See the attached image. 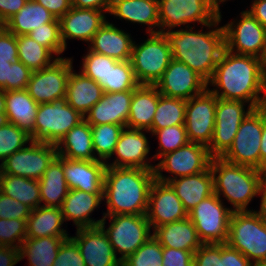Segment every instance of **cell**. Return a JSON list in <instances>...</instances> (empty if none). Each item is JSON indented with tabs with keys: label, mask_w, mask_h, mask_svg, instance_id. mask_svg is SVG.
I'll return each instance as SVG.
<instances>
[{
	"label": "cell",
	"mask_w": 266,
	"mask_h": 266,
	"mask_svg": "<svg viewBox=\"0 0 266 266\" xmlns=\"http://www.w3.org/2000/svg\"><path fill=\"white\" fill-rule=\"evenodd\" d=\"M52 266H86L81 252L71 236L61 244Z\"/></svg>",
	"instance_id": "cell-49"
},
{
	"label": "cell",
	"mask_w": 266,
	"mask_h": 266,
	"mask_svg": "<svg viewBox=\"0 0 266 266\" xmlns=\"http://www.w3.org/2000/svg\"><path fill=\"white\" fill-rule=\"evenodd\" d=\"M123 129L124 126L118 124L91 126L94 155L96 152L97 160L107 162L106 160L113 157V152Z\"/></svg>",
	"instance_id": "cell-41"
},
{
	"label": "cell",
	"mask_w": 266,
	"mask_h": 266,
	"mask_svg": "<svg viewBox=\"0 0 266 266\" xmlns=\"http://www.w3.org/2000/svg\"><path fill=\"white\" fill-rule=\"evenodd\" d=\"M20 260V249L5 246L0 250V266H14Z\"/></svg>",
	"instance_id": "cell-59"
},
{
	"label": "cell",
	"mask_w": 266,
	"mask_h": 266,
	"mask_svg": "<svg viewBox=\"0 0 266 266\" xmlns=\"http://www.w3.org/2000/svg\"><path fill=\"white\" fill-rule=\"evenodd\" d=\"M57 155L71 160H97L94 155L91 125L84 119L56 144Z\"/></svg>",
	"instance_id": "cell-33"
},
{
	"label": "cell",
	"mask_w": 266,
	"mask_h": 266,
	"mask_svg": "<svg viewBox=\"0 0 266 266\" xmlns=\"http://www.w3.org/2000/svg\"><path fill=\"white\" fill-rule=\"evenodd\" d=\"M241 100L217 98L215 127L210 144L207 146L212 157H221L232 145L240 124L254 109Z\"/></svg>",
	"instance_id": "cell-15"
},
{
	"label": "cell",
	"mask_w": 266,
	"mask_h": 266,
	"mask_svg": "<svg viewBox=\"0 0 266 266\" xmlns=\"http://www.w3.org/2000/svg\"><path fill=\"white\" fill-rule=\"evenodd\" d=\"M146 217L151 228L154 229L164 224L184 220L188 217V212L172 187L168 183L155 179L150 188Z\"/></svg>",
	"instance_id": "cell-19"
},
{
	"label": "cell",
	"mask_w": 266,
	"mask_h": 266,
	"mask_svg": "<svg viewBox=\"0 0 266 266\" xmlns=\"http://www.w3.org/2000/svg\"><path fill=\"white\" fill-rule=\"evenodd\" d=\"M108 217L111 224L105 230V221ZM99 226L108 236L116 256L117 252L121 254V257H118L121 262L129 255H132L153 235L151 234L150 230L152 228L146 214L103 216Z\"/></svg>",
	"instance_id": "cell-8"
},
{
	"label": "cell",
	"mask_w": 266,
	"mask_h": 266,
	"mask_svg": "<svg viewBox=\"0 0 266 266\" xmlns=\"http://www.w3.org/2000/svg\"><path fill=\"white\" fill-rule=\"evenodd\" d=\"M72 62V58H60L48 67L32 72L26 88L28 94L38 104L64 100Z\"/></svg>",
	"instance_id": "cell-14"
},
{
	"label": "cell",
	"mask_w": 266,
	"mask_h": 266,
	"mask_svg": "<svg viewBox=\"0 0 266 266\" xmlns=\"http://www.w3.org/2000/svg\"><path fill=\"white\" fill-rule=\"evenodd\" d=\"M133 90L104 93L84 119L91 125L118 124L127 127Z\"/></svg>",
	"instance_id": "cell-24"
},
{
	"label": "cell",
	"mask_w": 266,
	"mask_h": 266,
	"mask_svg": "<svg viewBox=\"0 0 266 266\" xmlns=\"http://www.w3.org/2000/svg\"><path fill=\"white\" fill-rule=\"evenodd\" d=\"M105 11L95 9L76 8L66 12L60 20L61 39L67 48V39H79L90 42L94 34L106 22Z\"/></svg>",
	"instance_id": "cell-23"
},
{
	"label": "cell",
	"mask_w": 266,
	"mask_h": 266,
	"mask_svg": "<svg viewBox=\"0 0 266 266\" xmlns=\"http://www.w3.org/2000/svg\"><path fill=\"white\" fill-rule=\"evenodd\" d=\"M193 266H221V243L202 244L194 252Z\"/></svg>",
	"instance_id": "cell-52"
},
{
	"label": "cell",
	"mask_w": 266,
	"mask_h": 266,
	"mask_svg": "<svg viewBox=\"0 0 266 266\" xmlns=\"http://www.w3.org/2000/svg\"><path fill=\"white\" fill-rule=\"evenodd\" d=\"M261 137L262 113L253 109L240 124L232 145L221 158L256 169L260 164Z\"/></svg>",
	"instance_id": "cell-13"
},
{
	"label": "cell",
	"mask_w": 266,
	"mask_h": 266,
	"mask_svg": "<svg viewBox=\"0 0 266 266\" xmlns=\"http://www.w3.org/2000/svg\"><path fill=\"white\" fill-rule=\"evenodd\" d=\"M84 120L66 101L39 104L34 125V141L57 144L74 126Z\"/></svg>",
	"instance_id": "cell-10"
},
{
	"label": "cell",
	"mask_w": 266,
	"mask_h": 266,
	"mask_svg": "<svg viewBox=\"0 0 266 266\" xmlns=\"http://www.w3.org/2000/svg\"><path fill=\"white\" fill-rule=\"evenodd\" d=\"M11 64L10 62L0 63V89L9 80V66H11Z\"/></svg>",
	"instance_id": "cell-64"
},
{
	"label": "cell",
	"mask_w": 266,
	"mask_h": 266,
	"mask_svg": "<svg viewBox=\"0 0 266 266\" xmlns=\"http://www.w3.org/2000/svg\"><path fill=\"white\" fill-rule=\"evenodd\" d=\"M112 0H71V6L76 8L95 9L109 13Z\"/></svg>",
	"instance_id": "cell-58"
},
{
	"label": "cell",
	"mask_w": 266,
	"mask_h": 266,
	"mask_svg": "<svg viewBox=\"0 0 266 266\" xmlns=\"http://www.w3.org/2000/svg\"><path fill=\"white\" fill-rule=\"evenodd\" d=\"M5 245L0 241V250L3 249Z\"/></svg>",
	"instance_id": "cell-69"
},
{
	"label": "cell",
	"mask_w": 266,
	"mask_h": 266,
	"mask_svg": "<svg viewBox=\"0 0 266 266\" xmlns=\"http://www.w3.org/2000/svg\"><path fill=\"white\" fill-rule=\"evenodd\" d=\"M0 191L9 197L22 202L31 210L41 206L39 181L0 174Z\"/></svg>",
	"instance_id": "cell-38"
},
{
	"label": "cell",
	"mask_w": 266,
	"mask_h": 266,
	"mask_svg": "<svg viewBox=\"0 0 266 266\" xmlns=\"http://www.w3.org/2000/svg\"><path fill=\"white\" fill-rule=\"evenodd\" d=\"M31 141L30 135L18 126L7 121L0 123V160L4 161Z\"/></svg>",
	"instance_id": "cell-44"
},
{
	"label": "cell",
	"mask_w": 266,
	"mask_h": 266,
	"mask_svg": "<svg viewBox=\"0 0 266 266\" xmlns=\"http://www.w3.org/2000/svg\"><path fill=\"white\" fill-rule=\"evenodd\" d=\"M149 36L141 45L134 41L130 57L135 78L140 85H155L173 59L162 32L150 33Z\"/></svg>",
	"instance_id": "cell-6"
},
{
	"label": "cell",
	"mask_w": 266,
	"mask_h": 266,
	"mask_svg": "<svg viewBox=\"0 0 266 266\" xmlns=\"http://www.w3.org/2000/svg\"><path fill=\"white\" fill-rule=\"evenodd\" d=\"M162 266H193L194 253L187 250L162 247Z\"/></svg>",
	"instance_id": "cell-54"
},
{
	"label": "cell",
	"mask_w": 266,
	"mask_h": 266,
	"mask_svg": "<svg viewBox=\"0 0 266 266\" xmlns=\"http://www.w3.org/2000/svg\"><path fill=\"white\" fill-rule=\"evenodd\" d=\"M219 5L218 0H158L160 32L194 22L213 28Z\"/></svg>",
	"instance_id": "cell-7"
},
{
	"label": "cell",
	"mask_w": 266,
	"mask_h": 266,
	"mask_svg": "<svg viewBox=\"0 0 266 266\" xmlns=\"http://www.w3.org/2000/svg\"><path fill=\"white\" fill-rule=\"evenodd\" d=\"M148 132L159 140V151L157 150L158 153L153 155L154 159H160L161 156L175 151L189 142L185 125H175Z\"/></svg>",
	"instance_id": "cell-45"
},
{
	"label": "cell",
	"mask_w": 266,
	"mask_h": 266,
	"mask_svg": "<svg viewBox=\"0 0 266 266\" xmlns=\"http://www.w3.org/2000/svg\"><path fill=\"white\" fill-rule=\"evenodd\" d=\"M241 19L223 26L225 48L233 53L261 57L265 48L266 29L246 10ZM235 22V23H234Z\"/></svg>",
	"instance_id": "cell-16"
},
{
	"label": "cell",
	"mask_w": 266,
	"mask_h": 266,
	"mask_svg": "<svg viewBox=\"0 0 266 266\" xmlns=\"http://www.w3.org/2000/svg\"><path fill=\"white\" fill-rule=\"evenodd\" d=\"M64 240L59 236L26 237L20 247V260L27 257L29 266H52Z\"/></svg>",
	"instance_id": "cell-37"
},
{
	"label": "cell",
	"mask_w": 266,
	"mask_h": 266,
	"mask_svg": "<svg viewBox=\"0 0 266 266\" xmlns=\"http://www.w3.org/2000/svg\"><path fill=\"white\" fill-rule=\"evenodd\" d=\"M266 160V116L262 114V137L260 146V163Z\"/></svg>",
	"instance_id": "cell-63"
},
{
	"label": "cell",
	"mask_w": 266,
	"mask_h": 266,
	"mask_svg": "<svg viewBox=\"0 0 266 266\" xmlns=\"http://www.w3.org/2000/svg\"><path fill=\"white\" fill-rule=\"evenodd\" d=\"M254 109L266 116V70L261 77L259 96Z\"/></svg>",
	"instance_id": "cell-62"
},
{
	"label": "cell",
	"mask_w": 266,
	"mask_h": 266,
	"mask_svg": "<svg viewBox=\"0 0 266 266\" xmlns=\"http://www.w3.org/2000/svg\"><path fill=\"white\" fill-rule=\"evenodd\" d=\"M17 50L18 60L32 72L46 68L58 59L53 58L54 54L48 48L40 45L28 35L17 36Z\"/></svg>",
	"instance_id": "cell-39"
},
{
	"label": "cell",
	"mask_w": 266,
	"mask_h": 266,
	"mask_svg": "<svg viewBox=\"0 0 266 266\" xmlns=\"http://www.w3.org/2000/svg\"><path fill=\"white\" fill-rule=\"evenodd\" d=\"M160 158L158 164L155 165L154 175L157 181L164 183L172 179L206 171L212 160L208 147L195 142H188ZM163 170L175 176L167 178L163 176Z\"/></svg>",
	"instance_id": "cell-11"
},
{
	"label": "cell",
	"mask_w": 266,
	"mask_h": 266,
	"mask_svg": "<svg viewBox=\"0 0 266 266\" xmlns=\"http://www.w3.org/2000/svg\"><path fill=\"white\" fill-rule=\"evenodd\" d=\"M103 193H87L78 189L69 190L61 206L64 222L73 220L76 229L99 226L102 219L90 218L91 213L100 206Z\"/></svg>",
	"instance_id": "cell-25"
},
{
	"label": "cell",
	"mask_w": 266,
	"mask_h": 266,
	"mask_svg": "<svg viewBox=\"0 0 266 266\" xmlns=\"http://www.w3.org/2000/svg\"><path fill=\"white\" fill-rule=\"evenodd\" d=\"M251 266H266V261L251 262Z\"/></svg>",
	"instance_id": "cell-67"
},
{
	"label": "cell",
	"mask_w": 266,
	"mask_h": 266,
	"mask_svg": "<svg viewBox=\"0 0 266 266\" xmlns=\"http://www.w3.org/2000/svg\"><path fill=\"white\" fill-rule=\"evenodd\" d=\"M5 121V91L0 89V123Z\"/></svg>",
	"instance_id": "cell-65"
},
{
	"label": "cell",
	"mask_w": 266,
	"mask_h": 266,
	"mask_svg": "<svg viewBox=\"0 0 266 266\" xmlns=\"http://www.w3.org/2000/svg\"><path fill=\"white\" fill-rule=\"evenodd\" d=\"M263 69L266 70V42L262 56L260 57Z\"/></svg>",
	"instance_id": "cell-66"
},
{
	"label": "cell",
	"mask_w": 266,
	"mask_h": 266,
	"mask_svg": "<svg viewBox=\"0 0 266 266\" xmlns=\"http://www.w3.org/2000/svg\"><path fill=\"white\" fill-rule=\"evenodd\" d=\"M37 3L46 8L57 19H60L66 12L71 9V0H35Z\"/></svg>",
	"instance_id": "cell-56"
},
{
	"label": "cell",
	"mask_w": 266,
	"mask_h": 266,
	"mask_svg": "<svg viewBox=\"0 0 266 266\" xmlns=\"http://www.w3.org/2000/svg\"><path fill=\"white\" fill-rule=\"evenodd\" d=\"M27 221L20 219L0 218V241L9 247L20 249L26 239ZM17 241V242H16Z\"/></svg>",
	"instance_id": "cell-48"
},
{
	"label": "cell",
	"mask_w": 266,
	"mask_h": 266,
	"mask_svg": "<svg viewBox=\"0 0 266 266\" xmlns=\"http://www.w3.org/2000/svg\"><path fill=\"white\" fill-rule=\"evenodd\" d=\"M167 183L175 191L187 212L214 194V178L210 167L206 171L172 179Z\"/></svg>",
	"instance_id": "cell-27"
},
{
	"label": "cell",
	"mask_w": 266,
	"mask_h": 266,
	"mask_svg": "<svg viewBox=\"0 0 266 266\" xmlns=\"http://www.w3.org/2000/svg\"><path fill=\"white\" fill-rule=\"evenodd\" d=\"M232 212L214 193L190 210L188 218L194 224L203 244L226 243Z\"/></svg>",
	"instance_id": "cell-9"
},
{
	"label": "cell",
	"mask_w": 266,
	"mask_h": 266,
	"mask_svg": "<svg viewBox=\"0 0 266 266\" xmlns=\"http://www.w3.org/2000/svg\"><path fill=\"white\" fill-rule=\"evenodd\" d=\"M248 11L266 29V0H254Z\"/></svg>",
	"instance_id": "cell-60"
},
{
	"label": "cell",
	"mask_w": 266,
	"mask_h": 266,
	"mask_svg": "<svg viewBox=\"0 0 266 266\" xmlns=\"http://www.w3.org/2000/svg\"><path fill=\"white\" fill-rule=\"evenodd\" d=\"M160 93L155 85H138L133 90L127 127L148 132L153 123Z\"/></svg>",
	"instance_id": "cell-30"
},
{
	"label": "cell",
	"mask_w": 266,
	"mask_h": 266,
	"mask_svg": "<svg viewBox=\"0 0 266 266\" xmlns=\"http://www.w3.org/2000/svg\"><path fill=\"white\" fill-rule=\"evenodd\" d=\"M42 206L61 208L69 187L62 166V157L57 155L38 180Z\"/></svg>",
	"instance_id": "cell-34"
},
{
	"label": "cell",
	"mask_w": 266,
	"mask_h": 266,
	"mask_svg": "<svg viewBox=\"0 0 266 266\" xmlns=\"http://www.w3.org/2000/svg\"><path fill=\"white\" fill-rule=\"evenodd\" d=\"M38 106L26 89L5 91V120L24 130L32 141Z\"/></svg>",
	"instance_id": "cell-28"
},
{
	"label": "cell",
	"mask_w": 266,
	"mask_h": 266,
	"mask_svg": "<svg viewBox=\"0 0 266 266\" xmlns=\"http://www.w3.org/2000/svg\"><path fill=\"white\" fill-rule=\"evenodd\" d=\"M137 82L130 60L117 61L107 73L106 93L134 90Z\"/></svg>",
	"instance_id": "cell-42"
},
{
	"label": "cell",
	"mask_w": 266,
	"mask_h": 266,
	"mask_svg": "<svg viewBox=\"0 0 266 266\" xmlns=\"http://www.w3.org/2000/svg\"><path fill=\"white\" fill-rule=\"evenodd\" d=\"M5 28V23L0 19V31Z\"/></svg>",
	"instance_id": "cell-68"
},
{
	"label": "cell",
	"mask_w": 266,
	"mask_h": 266,
	"mask_svg": "<svg viewBox=\"0 0 266 266\" xmlns=\"http://www.w3.org/2000/svg\"><path fill=\"white\" fill-rule=\"evenodd\" d=\"M162 261V246L152 235L132 255L122 261V266H162Z\"/></svg>",
	"instance_id": "cell-46"
},
{
	"label": "cell",
	"mask_w": 266,
	"mask_h": 266,
	"mask_svg": "<svg viewBox=\"0 0 266 266\" xmlns=\"http://www.w3.org/2000/svg\"><path fill=\"white\" fill-rule=\"evenodd\" d=\"M89 43L90 51L117 61H127L130 60L134 41L128 33L106 21Z\"/></svg>",
	"instance_id": "cell-26"
},
{
	"label": "cell",
	"mask_w": 266,
	"mask_h": 266,
	"mask_svg": "<svg viewBox=\"0 0 266 266\" xmlns=\"http://www.w3.org/2000/svg\"><path fill=\"white\" fill-rule=\"evenodd\" d=\"M76 230V236L71 238L76 242L86 266H122L100 226Z\"/></svg>",
	"instance_id": "cell-20"
},
{
	"label": "cell",
	"mask_w": 266,
	"mask_h": 266,
	"mask_svg": "<svg viewBox=\"0 0 266 266\" xmlns=\"http://www.w3.org/2000/svg\"><path fill=\"white\" fill-rule=\"evenodd\" d=\"M109 14L148 25L146 32L149 34L160 32L158 0H112Z\"/></svg>",
	"instance_id": "cell-29"
},
{
	"label": "cell",
	"mask_w": 266,
	"mask_h": 266,
	"mask_svg": "<svg viewBox=\"0 0 266 266\" xmlns=\"http://www.w3.org/2000/svg\"><path fill=\"white\" fill-rule=\"evenodd\" d=\"M31 209L0 191V218L28 220Z\"/></svg>",
	"instance_id": "cell-50"
},
{
	"label": "cell",
	"mask_w": 266,
	"mask_h": 266,
	"mask_svg": "<svg viewBox=\"0 0 266 266\" xmlns=\"http://www.w3.org/2000/svg\"><path fill=\"white\" fill-rule=\"evenodd\" d=\"M17 60V36L3 28L0 31V63H13Z\"/></svg>",
	"instance_id": "cell-53"
},
{
	"label": "cell",
	"mask_w": 266,
	"mask_h": 266,
	"mask_svg": "<svg viewBox=\"0 0 266 266\" xmlns=\"http://www.w3.org/2000/svg\"><path fill=\"white\" fill-rule=\"evenodd\" d=\"M258 174L259 192L261 195L260 208L266 207V160L256 168Z\"/></svg>",
	"instance_id": "cell-61"
},
{
	"label": "cell",
	"mask_w": 266,
	"mask_h": 266,
	"mask_svg": "<svg viewBox=\"0 0 266 266\" xmlns=\"http://www.w3.org/2000/svg\"><path fill=\"white\" fill-rule=\"evenodd\" d=\"M56 156V144L31 141L1 162L0 174L39 180Z\"/></svg>",
	"instance_id": "cell-12"
},
{
	"label": "cell",
	"mask_w": 266,
	"mask_h": 266,
	"mask_svg": "<svg viewBox=\"0 0 266 266\" xmlns=\"http://www.w3.org/2000/svg\"><path fill=\"white\" fill-rule=\"evenodd\" d=\"M155 86L162 95L186 101L208 88L207 82L200 75L175 59L171 60Z\"/></svg>",
	"instance_id": "cell-18"
},
{
	"label": "cell",
	"mask_w": 266,
	"mask_h": 266,
	"mask_svg": "<svg viewBox=\"0 0 266 266\" xmlns=\"http://www.w3.org/2000/svg\"><path fill=\"white\" fill-rule=\"evenodd\" d=\"M28 0H0V19L5 23L18 13Z\"/></svg>",
	"instance_id": "cell-57"
},
{
	"label": "cell",
	"mask_w": 266,
	"mask_h": 266,
	"mask_svg": "<svg viewBox=\"0 0 266 266\" xmlns=\"http://www.w3.org/2000/svg\"><path fill=\"white\" fill-rule=\"evenodd\" d=\"M57 18L35 0H28L23 8L5 22V28L16 36L28 35L33 29L54 22Z\"/></svg>",
	"instance_id": "cell-36"
},
{
	"label": "cell",
	"mask_w": 266,
	"mask_h": 266,
	"mask_svg": "<svg viewBox=\"0 0 266 266\" xmlns=\"http://www.w3.org/2000/svg\"><path fill=\"white\" fill-rule=\"evenodd\" d=\"M104 94L102 87L81 71L76 73L71 69L66 90L65 101L85 116Z\"/></svg>",
	"instance_id": "cell-32"
},
{
	"label": "cell",
	"mask_w": 266,
	"mask_h": 266,
	"mask_svg": "<svg viewBox=\"0 0 266 266\" xmlns=\"http://www.w3.org/2000/svg\"><path fill=\"white\" fill-rule=\"evenodd\" d=\"M263 71L259 57L233 53L224 48L213 75L207 82V85L216 89H207L217 98L245 101L254 108Z\"/></svg>",
	"instance_id": "cell-1"
},
{
	"label": "cell",
	"mask_w": 266,
	"mask_h": 266,
	"mask_svg": "<svg viewBox=\"0 0 266 266\" xmlns=\"http://www.w3.org/2000/svg\"><path fill=\"white\" fill-rule=\"evenodd\" d=\"M186 100L160 94L152 127L157 131L166 127L185 124Z\"/></svg>",
	"instance_id": "cell-40"
},
{
	"label": "cell",
	"mask_w": 266,
	"mask_h": 266,
	"mask_svg": "<svg viewBox=\"0 0 266 266\" xmlns=\"http://www.w3.org/2000/svg\"><path fill=\"white\" fill-rule=\"evenodd\" d=\"M210 169L214 193L224 196L233 205L232 211H248V204L260 195L257 170L229 163L221 157H212Z\"/></svg>",
	"instance_id": "cell-4"
},
{
	"label": "cell",
	"mask_w": 266,
	"mask_h": 266,
	"mask_svg": "<svg viewBox=\"0 0 266 266\" xmlns=\"http://www.w3.org/2000/svg\"><path fill=\"white\" fill-rule=\"evenodd\" d=\"M116 62V59L88 50L83 57L81 72L96 81L106 93L107 73Z\"/></svg>",
	"instance_id": "cell-43"
},
{
	"label": "cell",
	"mask_w": 266,
	"mask_h": 266,
	"mask_svg": "<svg viewBox=\"0 0 266 266\" xmlns=\"http://www.w3.org/2000/svg\"><path fill=\"white\" fill-rule=\"evenodd\" d=\"M226 243L251 262L266 261V207L233 211Z\"/></svg>",
	"instance_id": "cell-5"
},
{
	"label": "cell",
	"mask_w": 266,
	"mask_h": 266,
	"mask_svg": "<svg viewBox=\"0 0 266 266\" xmlns=\"http://www.w3.org/2000/svg\"><path fill=\"white\" fill-rule=\"evenodd\" d=\"M217 97L206 89L186 101L185 129L189 142L208 146L215 127Z\"/></svg>",
	"instance_id": "cell-17"
},
{
	"label": "cell",
	"mask_w": 266,
	"mask_h": 266,
	"mask_svg": "<svg viewBox=\"0 0 266 266\" xmlns=\"http://www.w3.org/2000/svg\"><path fill=\"white\" fill-rule=\"evenodd\" d=\"M64 176L69 190L87 193H103L106 162L95 160H71L62 157Z\"/></svg>",
	"instance_id": "cell-22"
},
{
	"label": "cell",
	"mask_w": 266,
	"mask_h": 266,
	"mask_svg": "<svg viewBox=\"0 0 266 266\" xmlns=\"http://www.w3.org/2000/svg\"><path fill=\"white\" fill-rule=\"evenodd\" d=\"M144 131L124 127L113 152L116 159L110 164L106 162V165L109 167L154 169L155 166L147 160L150 147Z\"/></svg>",
	"instance_id": "cell-21"
},
{
	"label": "cell",
	"mask_w": 266,
	"mask_h": 266,
	"mask_svg": "<svg viewBox=\"0 0 266 266\" xmlns=\"http://www.w3.org/2000/svg\"><path fill=\"white\" fill-rule=\"evenodd\" d=\"M221 18L222 15L219 12V18L214 22V29L207 32L203 30L194 32L193 27L189 25L186 27L187 30L163 32L172 51L173 59L188 65L206 82L211 79L225 48L224 28L223 26L217 27Z\"/></svg>",
	"instance_id": "cell-2"
},
{
	"label": "cell",
	"mask_w": 266,
	"mask_h": 266,
	"mask_svg": "<svg viewBox=\"0 0 266 266\" xmlns=\"http://www.w3.org/2000/svg\"><path fill=\"white\" fill-rule=\"evenodd\" d=\"M31 75L32 71L17 60L9 66V80L1 89L3 91L25 90Z\"/></svg>",
	"instance_id": "cell-51"
},
{
	"label": "cell",
	"mask_w": 266,
	"mask_h": 266,
	"mask_svg": "<svg viewBox=\"0 0 266 266\" xmlns=\"http://www.w3.org/2000/svg\"><path fill=\"white\" fill-rule=\"evenodd\" d=\"M225 1H226V0H218L219 3H221V2H225Z\"/></svg>",
	"instance_id": "cell-70"
},
{
	"label": "cell",
	"mask_w": 266,
	"mask_h": 266,
	"mask_svg": "<svg viewBox=\"0 0 266 266\" xmlns=\"http://www.w3.org/2000/svg\"><path fill=\"white\" fill-rule=\"evenodd\" d=\"M154 181V169L107 166L103 199L108 209L103 215L146 214Z\"/></svg>",
	"instance_id": "cell-3"
},
{
	"label": "cell",
	"mask_w": 266,
	"mask_h": 266,
	"mask_svg": "<svg viewBox=\"0 0 266 266\" xmlns=\"http://www.w3.org/2000/svg\"><path fill=\"white\" fill-rule=\"evenodd\" d=\"M28 36L34 39L40 45L48 48L57 58H63L58 55L65 52V48L61 39L60 20L49 22L42 27L33 29Z\"/></svg>",
	"instance_id": "cell-47"
},
{
	"label": "cell",
	"mask_w": 266,
	"mask_h": 266,
	"mask_svg": "<svg viewBox=\"0 0 266 266\" xmlns=\"http://www.w3.org/2000/svg\"><path fill=\"white\" fill-rule=\"evenodd\" d=\"M221 266H251V261L227 243H221Z\"/></svg>",
	"instance_id": "cell-55"
},
{
	"label": "cell",
	"mask_w": 266,
	"mask_h": 266,
	"mask_svg": "<svg viewBox=\"0 0 266 266\" xmlns=\"http://www.w3.org/2000/svg\"><path fill=\"white\" fill-rule=\"evenodd\" d=\"M153 231V237L162 247L187 250L194 253L203 244L194 224L188 217L184 220L155 227Z\"/></svg>",
	"instance_id": "cell-31"
},
{
	"label": "cell",
	"mask_w": 266,
	"mask_h": 266,
	"mask_svg": "<svg viewBox=\"0 0 266 266\" xmlns=\"http://www.w3.org/2000/svg\"><path fill=\"white\" fill-rule=\"evenodd\" d=\"M64 223L61 208L39 206L31 210L27 220V235L30 238L59 236L69 238V234L63 229Z\"/></svg>",
	"instance_id": "cell-35"
}]
</instances>
